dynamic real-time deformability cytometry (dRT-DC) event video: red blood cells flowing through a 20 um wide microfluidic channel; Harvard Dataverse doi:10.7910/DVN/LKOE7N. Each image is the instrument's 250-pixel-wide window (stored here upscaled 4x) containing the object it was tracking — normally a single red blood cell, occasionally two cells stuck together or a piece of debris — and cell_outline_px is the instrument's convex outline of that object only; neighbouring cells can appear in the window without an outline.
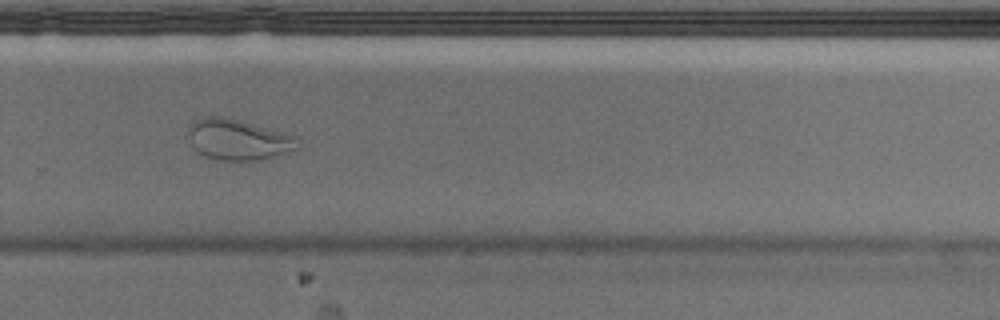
{"species": "Egyptian fruit bat (a non-hibernating species)", "species_latin": "Rousettus aegyptiacus", "temperature_condition": "cold", "stored_images_in_passage": 40, "camera_frame_rate_fps": 3000, "um_per_image_px": 0.085, "animal": {"sex": "male"}, "frame": {"image": 1, "passage_image": 23, "time_ms": 7.333, "image_size_px": [1000, 320], "cell_outline_px": [[296, 148], [276, 156], [260, 160], [224, 160], [208, 156], [200, 152], [192, 144], [188, 136], [188, 128], [192, 120], [208, 116], [220, 116], [236, 120], [292, 136]], "centroid_in_image_um": [20.13, 11.86], "position_along_channel_um": 309.7, "area_um2": 24.8}}